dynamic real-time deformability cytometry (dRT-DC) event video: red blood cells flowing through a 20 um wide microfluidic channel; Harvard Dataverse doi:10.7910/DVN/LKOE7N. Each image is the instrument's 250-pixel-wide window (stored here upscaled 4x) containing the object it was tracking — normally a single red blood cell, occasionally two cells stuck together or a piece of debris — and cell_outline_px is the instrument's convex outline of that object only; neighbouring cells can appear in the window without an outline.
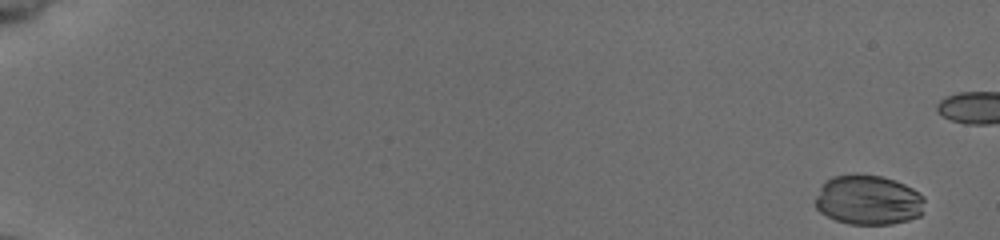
{"species": "common noctule bat (a hibernating species)", "species_latin": "Nyctalus noctula", "temperature_condition": "cold", "stored_images_in_passage": 47, "camera_frame_rate_fps": 3000, "um_per_image_px": 0.085, "animal": {"sex": "female", "body_mass_g": 19.5, "forearm_length_mm": 54.1}, "frame": {"image": 1, "passage_image": 1, "time_ms": 0.0, "image_size_px": [1000, 240], "cell_outline_px": [[924, 212], [920, 216], [908, 220], [892, 224], [848, 224], [836, 220], [820, 212], [816, 208], [816, 196], [820, 188], [828, 180], [836, 176], [880, 176], [904, 184], [912, 188], [924, 196]], "centroid_in_image_um": [73.85, 17.04], "position_along_channel_um": 11.1, "area_um2": 31.21}}
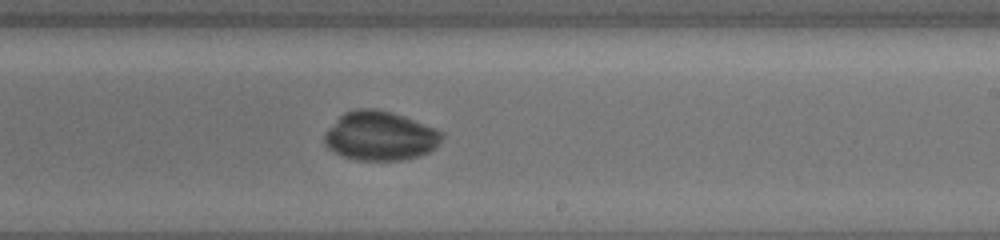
{"frame": {"image": 2, "passage_image": 34, "time_ms": 11.0, "image_size_px": [1000, 240], "cell_outline_px": [[440, 140], [428, 152], [420, 156], [400, 160], [356, 160], [340, 156], [328, 148], [324, 144], [324, 136], [340, 116], [344, 112], [356, 108], [376, 108], [392, 112], [432, 128], [440, 132]], "centroid_in_image_um": [32.23, 11.56], "position_along_channel_um": 256.8, "area_um2": 33.0}}
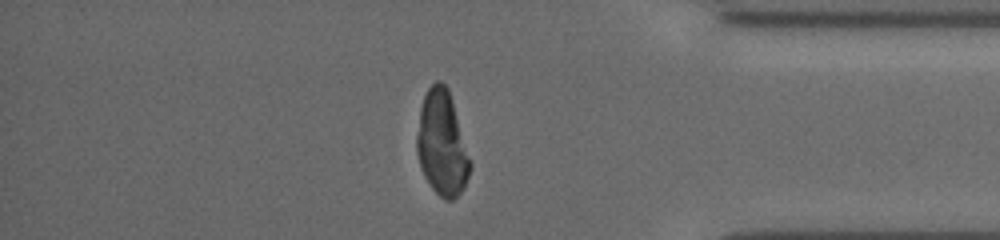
{"frame": {"image": 3, "passage_image": 46, "time_ms": 15.0, "image_size_px": [1000, 240], "cell_outline_px": [[472, 168], [464, 188], [452, 200], [444, 200], [432, 188], [424, 176], [420, 168], [416, 152], [416, 136], [420, 108], [424, 96], [428, 88], [436, 80], [440, 80], [448, 88], [452, 100], [472, 164]], "centroid_in_image_um": [37.56, 12.21], "position_along_channel_um": 397.6, "area_um2": 32.66}}